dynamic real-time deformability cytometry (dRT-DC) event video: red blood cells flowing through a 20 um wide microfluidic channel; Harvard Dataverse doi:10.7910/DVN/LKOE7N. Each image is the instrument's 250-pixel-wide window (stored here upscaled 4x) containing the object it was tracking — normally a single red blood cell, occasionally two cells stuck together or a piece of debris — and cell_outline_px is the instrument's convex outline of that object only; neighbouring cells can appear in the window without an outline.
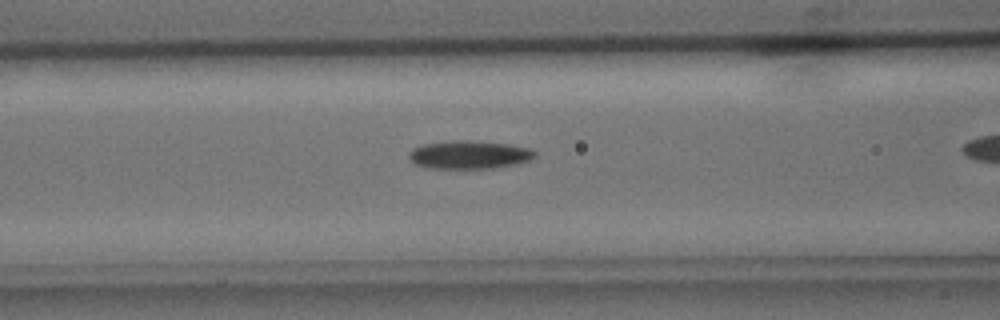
{"species": "common noctule bat (a hibernating species)", "species_latin": "Nyctalus noctula", "temperature_condition": "cold", "stored_images_in_passage": 36, "camera_frame_rate_fps": 3000, "um_per_image_px": 0.085, "animal": {"sex": "male", "body_mass_g": 15.6}, "frame": {"image": 1, "passage_image": 17, "time_ms": 5.333, "image_size_px": [1000, 320], "cell_outline_px": [[536, 156], [528, 160], [516, 164], [496, 168], [424, 168], [416, 164], [408, 156], [408, 152], [424, 144], [456, 140], [468, 140], [508, 144], [532, 148], [536, 152]], "centroid_in_image_um": [39.91, 13.15], "position_along_channel_um": 126.7, "area_um2": 20.63}}
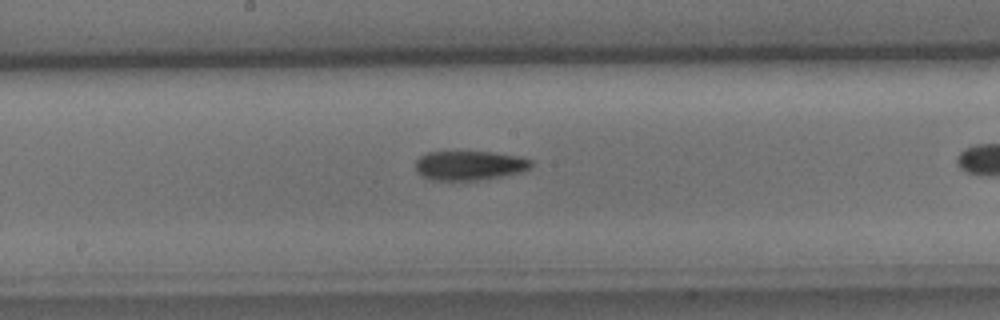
{"frame": {"image": 2, "passage_image": 23, "time_ms": 7.333, "image_size_px": [1000, 320], "cell_outline_px": [[532, 164], [528, 168], [520, 172], [500, 176], [476, 180], [432, 180], [420, 176], [416, 172], [416, 160], [420, 156], [428, 152], [492, 152], [520, 156], [532, 160]], "centroid_in_image_um": [39.87, 14.06], "position_along_channel_um": 208.3, "area_um2": 19.71}}
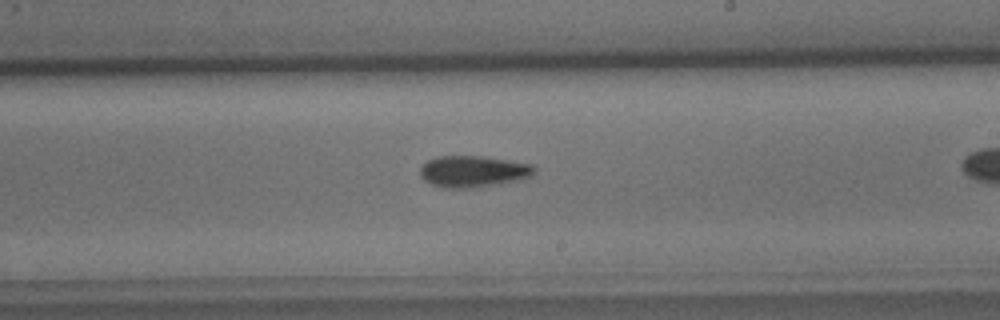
{"frame": {"image": 3, "passage_image": 26, "time_ms": 8.333, "image_size_px": [1000, 320], "cell_outline_px": [[536, 172], [532, 176], [516, 180], [496, 184], [468, 188], [444, 188], [432, 184], [424, 180], [420, 176], [420, 168], [428, 160], [436, 156], [484, 156], [532, 164], [536, 168]], "centroid_in_image_um": [40.21, 14.56], "position_along_channel_um": 248.8, "area_um2": 20.92}}